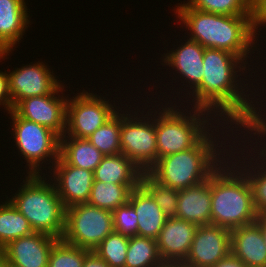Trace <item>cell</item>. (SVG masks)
<instances>
[{"label": "cell", "instance_id": "cell-1", "mask_svg": "<svg viewBox=\"0 0 266 267\" xmlns=\"http://www.w3.org/2000/svg\"><path fill=\"white\" fill-rule=\"evenodd\" d=\"M246 65L247 63L239 56L230 52L205 48L202 82L188 94L189 96L187 95L188 98L194 96L191 101L193 102L192 107L205 109L213 113L218 120L228 122L230 126L234 125L237 129L240 128L239 130L244 128L245 132H249L256 124L260 111L259 107H255L260 103L255 100L257 98L254 95L260 93L249 90L248 84L243 81L245 78L240 77L243 74L248 78L244 74L247 73L246 68L252 65H248V67ZM238 76L239 79H237ZM242 81L244 84L241 83ZM248 90L251 94L247 93ZM252 95L253 97H251Z\"/></svg>", "mask_w": 266, "mask_h": 267}, {"label": "cell", "instance_id": "cell-2", "mask_svg": "<svg viewBox=\"0 0 266 267\" xmlns=\"http://www.w3.org/2000/svg\"><path fill=\"white\" fill-rule=\"evenodd\" d=\"M219 129L220 131L222 129L221 133H219ZM214 130L218 133H215ZM233 130L240 131L237 127L223 130L218 126V130H210L194 147L159 158L147 173L158 183L177 190L200 184L208 180L220 167L219 165L227 160V153L230 150L226 149V144H230V142H225L231 140L228 138H231V134L233 136ZM227 132H231L230 135ZM219 134H223L221 137L224 141L220 142ZM225 136L229 137L224 138ZM223 145L225 146L223 147Z\"/></svg>", "mask_w": 266, "mask_h": 267}, {"label": "cell", "instance_id": "cell-3", "mask_svg": "<svg viewBox=\"0 0 266 267\" xmlns=\"http://www.w3.org/2000/svg\"><path fill=\"white\" fill-rule=\"evenodd\" d=\"M174 12L178 21L181 20L180 25L183 23L187 32L190 31L188 32L190 40L198 42L204 48L230 52L249 64L247 57H250L247 55L255 53L256 46L254 45L257 43L251 16H229L204 12L187 7L182 2L176 5Z\"/></svg>", "mask_w": 266, "mask_h": 267}, {"label": "cell", "instance_id": "cell-4", "mask_svg": "<svg viewBox=\"0 0 266 267\" xmlns=\"http://www.w3.org/2000/svg\"><path fill=\"white\" fill-rule=\"evenodd\" d=\"M228 160L211 175V224L232 230L255 222L258 214L246 175Z\"/></svg>", "mask_w": 266, "mask_h": 267}, {"label": "cell", "instance_id": "cell-5", "mask_svg": "<svg viewBox=\"0 0 266 267\" xmlns=\"http://www.w3.org/2000/svg\"><path fill=\"white\" fill-rule=\"evenodd\" d=\"M173 102H170L172 105L169 101L165 103L162 110L158 108L159 113L154 110L158 159L194 147L212 128L217 129L218 125L224 129L234 127H230L228 122L215 120L213 113L205 109L192 107L191 111H188L189 108L186 111L183 108L180 110L176 101Z\"/></svg>", "mask_w": 266, "mask_h": 267}, {"label": "cell", "instance_id": "cell-6", "mask_svg": "<svg viewBox=\"0 0 266 267\" xmlns=\"http://www.w3.org/2000/svg\"><path fill=\"white\" fill-rule=\"evenodd\" d=\"M44 174L41 172L28 174L27 177L25 175L26 179L22 181L24 184H20L17 193L8 200L27 218L34 232L62 239L65 232L66 208L53 181L51 182L50 178L47 180Z\"/></svg>", "mask_w": 266, "mask_h": 267}, {"label": "cell", "instance_id": "cell-7", "mask_svg": "<svg viewBox=\"0 0 266 267\" xmlns=\"http://www.w3.org/2000/svg\"><path fill=\"white\" fill-rule=\"evenodd\" d=\"M8 114L12 119L14 142L27 162V174H39L48 160L53 166L59 158L60 136L46 126L19 117L13 110Z\"/></svg>", "mask_w": 266, "mask_h": 267}, {"label": "cell", "instance_id": "cell-8", "mask_svg": "<svg viewBox=\"0 0 266 267\" xmlns=\"http://www.w3.org/2000/svg\"><path fill=\"white\" fill-rule=\"evenodd\" d=\"M130 109L129 107V111L128 109L122 110L123 121L120 128L121 152L143 172H147L158 160L155 113L151 111L152 109H149L150 111L148 110L144 115L145 111L142 110L140 112L142 116L140 117L137 110L133 112ZM131 113L133 114L131 115Z\"/></svg>", "mask_w": 266, "mask_h": 267}, {"label": "cell", "instance_id": "cell-9", "mask_svg": "<svg viewBox=\"0 0 266 267\" xmlns=\"http://www.w3.org/2000/svg\"><path fill=\"white\" fill-rule=\"evenodd\" d=\"M113 231V213L110 210L88 203L66 208L62 239L71 245L93 251Z\"/></svg>", "mask_w": 266, "mask_h": 267}, {"label": "cell", "instance_id": "cell-10", "mask_svg": "<svg viewBox=\"0 0 266 267\" xmlns=\"http://www.w3.org/2000/svg\"><path fill=\"white\" fill-rule=\"evenodd\" d=\"M82 91L73 98L68 97L66 131L61 137L87 138L121 108L119 106L116 108L114 103L112 105L110 99L106 101V97L101 98L92 91L91 93L84 89Z\"/></svg>", "mask_w": 266, "mask_h": 267}, {"label": "cell", "instance_id": "cell-11", "mask_svg": "<svg viewBox=\"0 0 266 267\" xmlns=\"http://www.w3.org/2000/svg\"><path fill=\"white\" fill-rule=\"evenodd\" d=\"M241 133H242L241 135H243V133H244L243 136L244 137L247 136V138L243 137V139H246L245 141L244 140L241 141V139L239 141L237 140L236 142L237 143L239 142L238 143L239 145L238 146L236 145V147H235L236 142L234 140L230 141V142L233 141L231 143V145H233V143H234V145L233 146L227 145V147L230 148L229 149L230 154L228 153V156H229L228 159L229 160L232 159L231 161H233L236 158L235 162L233 161V163L246 175V177L250 183V186H251L254 209L257 212V214L258 215L266 214V148L264 146L261 147L260 144H259V147H260L259 148L257 145L258 139L256 137L252 136V134H250L249 137H250V139L252 138L253 140H250L248 135L245 133V131L242 130ZM254 140H256V142H253ZM240 141L242 143H244V145H241L242 143H240ZM247 141H248V144L251 143L249 145H250V148L252 150L248 149L249 145H248V147L245 145V144H247L246 143ZM252 143H253V145H252ZM254 144H256V146H254ZM239 146L245 147V149L239 148ZM252 146H254V147L252 148ZM233 147H235L236 149ZM246 148L249 150V152H248V150H247V152L245 151ZM237 149L239 150V152L237 151ZM234 150H236V151H234ZM232 151H234V152H232ZM252 151H253V153H251ZM256 151H258V152H256ZM244 152H246L247 154L249 153V154L247 155ZM236 153L237 154L240 153V156L242 158L239 155L235 156ZM254 153H257V154H254ZM243 154L247 155V156H244ZM245 160H248V161H245Z\"/></svg>", "mask_w": 266, "mask_h": 267}, {"label": "cell", "instance_id": "cell-12", "mask_svg": "<svg viewBox=\"0 0 266 267\" xmlns=\"http://www.w3.org/2000/svg\"><path fill=\"white\" fill-rule=\"evenodd\" d=\"M64 88L65 86L61 84L51 94L25 98L19 101L12 110L19 117L46 126L61 137L66 131L68 102V96H63L64 94L61 93L65 91Z\"/></svg>", "mask_w": 266, "mask_h": 267}, {"label": "cell", "instance_id": "cell-13", "mask_svg": "<svg viewBox=\"0 0 266 267\" xmlns=\"http://www.w3.org/2000/svg\"><path fill=\"white\" fill-rule=\"evenodd\" d=\"M9 94L14 107L19 101L28 97H37L53 93L62 81L56 79L53 70L43 62H34L29 65L7 71Z\"/></svg>", "mask_w": 266, "mask_h": 267}, {"label": "cell", "instance_id": "cell-14", "mask_svg": "<svg viewBox=\"0 0 266 267\" xmlns=\"http://www.w3.org/2000/svg\"><path fill=\"white\" fill-rule=\"evenodd\" d=\"M230 232L214 224L198 226L183 263L187 267H213L230 254Z\"/></svg>", "mask_w": 266, "mask_h": 267}, {"label": "cell", "instance_id": "cell-15", "mask_svg": "<svg viewBox=\"0 0 266 267\" xmlns=\"http://www.w3.org/2000/svg\"><path fill=\"white\" fill-rule=\"evenodd\" d=\"M48 169L51 175L53 170V176L46 175L54 181L53 184L65 208L88 202L94 182L93 171L69 165L60 156L53 166H48Z\"/></svg>", "mask_w": 266, "mask_h": 267}, {"label": "cell", "instance_id": "cell-16", "mask_svg": "<svg viewBox=\"0 0 266 267\" xmlns=\"http://www.w3.org/2000/svg\"><path fill=\"white\" fill-rule=\"evenodd\" d=\"M174 49V50H173ZM169 51V53H164L162 58V65L165 63L166 66L176 69V74H180L182 86L189 87L187 89L183 88L191 93L201 82L204 74L203 66V55L205 48L196 41L186 39L183 44L179 45L177 49L175 47ZM185 78V79H184ZM186 80V81H185ZM185 81V84H184ZM188 83V84H187ZM187 84V85H186ZM189 85V86H188Z\"/></svg>", "mask_w": 266, "mask_h": 267}, {"label": "cell", "instance_id": "cell-17", "mask_svg": "<svg viewBox=\"0 0 266 267\" xmlns=\"http://www.w3.org/2000/svg\"><path fill=\"white\" fill-rule=\"evenodd\" d=\"M198 226L186 220L167 218L156 239L163 262L183 263L187 258Z\"/></svg>", "mask_w": 266, "mask_h": 267}, {"label": "cell", "instance_id": "cell-18", "mask_svg": "<svg viewBox=\"0 0 266 267\" xmlns=\"http://www.w3.org/2000/svg\"><path fill=\"white\" fill-rule=\"evenodd\" d=\"M58 239L39 232L20 237L5 246L6 261L18 267H47Z\"/></svg>", "mask_w": 266, "mask_h": 267}, {"label": "cell", "instance_id": "cell-19", "mask_svg": "<svg viewBox=\"0 0 266 267\" xmlns=\"http://www.w3.org/2000/svg\"><path fill=\"white\" fill-rule=\"evenodd\" d=\"M27 10L25 0H0V62L14 51L29 27Z\"/></svg>", "mask_w": 266, "mask_h": 267}, {"label": "cell", "instance_id": "cell-20", "mask_svg": "<svg viewBox=\"0 0 266 267\" xmlns=\"http://www.w3.org/2000/svg\"><path fill=\"white\" fill-rule=\"evenodd\" d=\"M230 244V253L247 267H266V244L256 221L232 229Z\"/></svg>", "mask_w": 266, "mask_h": 267}, {"label": "cell", "instance_id": "cell-21", "mask_svg": "<svg viewBox=\"0 0 266 267\" xmlns=\"http://www.w3.org/2000/svg\"><path fill=\"white\" fill-rule=\"evenodd\" d=\"M176 217L197 226L211 224V177L179 190Z\"/></svg>", "mask_w": 266, "mask_h": 267}, {"label": "cell", "instance_id": "cell-22", "mask_svg": "<svg viewBox=\"0 0 266 267\" xmlns=\"http://www.w3.org/2000/svg\"><path fill=\"white\" fill-rule=\"evenodd\" d=\"M128 203L137 214L138 236L156 240L167 217L151 194L139 184L131 191Z\"/></svg>", "mask_w": 266, "mask_h": 267}, {"label": "cell", "instance_id": "cell-23", "mask_svg": "<svg viewBox=\"0 0 266 267\" xmlns=\"http://www.w3.org/2000/svg\"><path fill=\"white\" fill-rule=\"evenodd\" d=\"M143 171L122 152L104 156L94 170V180L113 184H140Z\"/></svg>", "mask_w": 266, "mask_h": 267}, {"label": "cell", "instance_id": "cell-24", "mask_svg": "<svg viewBox=\"0 0 266 267\" xmlns=\"http://www.w3.org/2000/svg\"><path fill=\"white\" fill-rule=\"evenodd\" d=\"M59 156L69 165L94 172L105 155L87 138L60 137Z\"/></svg>", "mask_w": 266, "mask_h": 267}, {"label": "cell", "instance_id": "cell-25", "mask_svg": "<svg viewBox=\"0 0 266 267\" xmlns=\"http://www.w3.org/2000/svg\"><path fill=\"white\" fill-rule=\"evenodd\" d=\"M139 184H113L95 181L92 184L88 204L113 212L128 203L131 191Z\"/></svg>", "mask_w": 266, "mask_h": 267}, {"label": "cell", "instance_id": "cell-26", "mask_svg": "<svg viewBox=\"0 0 266 267\" xmlns=\"http://www.w3.org/2000/svg\"><path fill=\"white\" fill-rule=\"evenodd\" d=\"M0 204V246L34 232L27 218L6 200Z\"/></svg>", "mask_w": 266, "mask_h": 267}, {"label": "cell", "instance_id": "cell-27", "mask_svg": "<svg viewBox=\"0 0 266 267\" xmlns=\"http://www.w3.org/2000/svg\"><path fill=\"white\" fill-rule=\"evenodd\" d=\"M163 262L153 238L129 237L125 267H158Z\"/></svg>", "mask_w": 266, "mask_h": 267}, {"label": "cell", "instance_id": "cell-28", "mask_svg": "<svg viewBox=\"0 0 266 267\" xmlns=\"http://www.w3.org/2000/svg\"><path fill=\"white\" fill-rule=\"evenodd\" d=\"M118 112L104 125L97 128L87 139L105 156L121 153L120 128L123 113Z\"/></svg>", "mask_w": 266, "mask_h": 267}, {"label": "cell", "instance_id": "cell-29", "mask_svg": "<svg viewBox=\"0 0 266 267\" xmlns=\"http://www.w3.org/2000/svg\"><path fill=\"white\" fill-rule=\"evenodd\" d=\"M129 237L113 231L93 250L110 267H125Z\"/></svg>", "mask_w": 266, "mask_h": 267}, {"label": "cell", "instance_id": "cell-30", "mask_svg": "<svg viewBox=\"0 0 266 267\" xmlns=\"http://www.w3.org/2000/svg\"><path fill=\"white\" fill-rule=\"evenodd\" d=\"M187 7L229 16H251V0H187Z\"/></svg>", "mask_w": 266, "mask_h": 267}, {"label": "cell", "instance_id": "cell-31", "mask_svg": "<svg viewBox=\"0 0 266 267\" xmlns=\"http://www.w3.org/2000/svg\"><path fill=\"white\" fill-rule=\"evenodd\" d=\"M140 184L151 194L167 218L176 217L179 190L164 186L143 172Z\"/></svg>", "mask_w": 266, "mask_h": 267}, {"label": "cell", "instance_id": "cell-32", "mask_svg": "<svg viewBox=\"0 0 266 267\" xmlns=\"http://www.w3.org/2000/svg\"><path fill=\"white\" fill-rule=\"evenodd\" d=\"M90 252L58 239L52 246L47 267H83L84 259Z\"/></svg>", "mask_w": 266, "mask_h": 267}, {"label": "cell", "instance_id": "cell-33", "mask_svg": "<svg viewBox=\"0 0 266 267\" xmlns=\"http://www.w3.org/2000/svg\"><path fill=\"white\" fill-rule=\"evenodd\" d=\"M112 213L114 231L128 237L138 235L137 214L129 203L116 208Z\"/></svg>", "mask_w": 266, "mask_h": 267}, {"label": "cell", "instance_id": "cell-34", "mask_svg": "<svg viewBox=\"0 0 266 267\" xmlns=\"http://www.w3.org/2000/svg\"><path fill=\"white\" fill-rule=\"evenodd\" d=\"M251 20L253 32L257 38L256 35H259L258 32L262 29L260 26L262 25L266 28V0H251Z\"/></svg>", "mask_w": 266, "mask_h": 267}, {"label": "cell", "instance_id": "cell-35", "mask_svg": "<svg viewBox=\"0 0 266 267\" xmlns=\"http://www.w3.org/2000/svg\"><path fill=\"white\" fill-rule=\"evenodd\" d=\"M261 104L259 105L260 106V109H259L260 111H259V115H258L256 124L249 130V132H246V133L247 134H253L252 136L258 137V139L260 140V141L258 140L260 145L264 146L266 148V141H264L266 139V138H264V137H266V115H264V114H266V113H264V112H266V110H265L266 107L263 105V103H261ZM263 106H264V110H262ZM262 111H264V112H262ZM262 141H264L263 142L264 144L262 143Z\"/></svg>", "mask_w": 266, "mask_h": 267}, {"label": "cell", "instance_id": "cell-36", "mask_svg": "<svg viewBox=\"0 0 266 267\" xmlns=\"http://www.w3.org/2000/svg\"><path fill=\"white\" fill-rule=\"evenodd\" d=\"M0 105L4 106L6 111L9 113L12 109L11 96L9 94V83L7 72L0 70Z\"/></svg>", "mask_w": 266, "mask_h": 267}, {"label": "cell", "instance_id": "cell-37", "mask_svg": "<svg viewBox=\"0 0 266 267\" xmlns=\"http://www.w3.org/2000/svg\"><path fill=\"white\" fill-rule=\"evenodd\" d=\"M83 267H110V266L96 253L90 251L84 259Z\"/></svg>", "mask_w": 266, "mask_h": 267}, {"label": "cell", "instance_id": "cell-38", "mask_svg": "<svg viewBox=\"0 0 266 267\" xmlns=\"http://www.w3.org/2000/svg\"><path fill=\"white\" fill-rule=\"evenodd\" d=\"M213 267H247L243 264L236 256H233L231 253L225 258L221 259Z\"/></svg>", "mask_w": 266, "mask_h": 267}, {"label": "cell", "instance_id": "cell-39", "mask_svg": "<svg viewBox=\"0 0 266 267\" xmlns=\"http://www.w3.org/2000/svg\"><path fill=\"white\" fill-rule=\"evenodd\" d=\"M256 222L259 224L264 242L266 244V214L257 215Z\"/></svg>", "mask_w": 266, "mask_h": 267}, {"label": "cell", "instance_id": "cell-40", "mask_svg": "<svg viewBox=\"0 0 266 267\" xmlns=\"http://www.w3.org/2000/svg\"><path fill=\"white\" fill-rule=\"evenodd\" d=\"M158 267H187L184 263L164 262Z\"/></svg>", "mask_w": 266, "mask_h": 267}, {"label": "cell", "instance_id": "cell-41", "mask_svg": "<svg viewBox=\"0 0 266 267\" xmlns=\"http://www.w3.org/2000/svg\"><path fill=\"white\" fill-rule=\"evenodd\" d=\"M5 261H6L5 247L0 246V267H3Z\"/></svg>", "mask_w": 266, "mask_h": 267}, {"label": "cell", "instance_id": "cell-42", "mask_svg": "<svg viewBox=\"0 0 266 267\" xmlns=\"http://www.w3.org/2000/svg\"><path fill=\"white\" fill-rule=\"evenodd\" d=\"M5 267H18V266H15V265L5 261Z\"/></svg>", "mask_w": 266, "mask_h": 267}]
</instances>
